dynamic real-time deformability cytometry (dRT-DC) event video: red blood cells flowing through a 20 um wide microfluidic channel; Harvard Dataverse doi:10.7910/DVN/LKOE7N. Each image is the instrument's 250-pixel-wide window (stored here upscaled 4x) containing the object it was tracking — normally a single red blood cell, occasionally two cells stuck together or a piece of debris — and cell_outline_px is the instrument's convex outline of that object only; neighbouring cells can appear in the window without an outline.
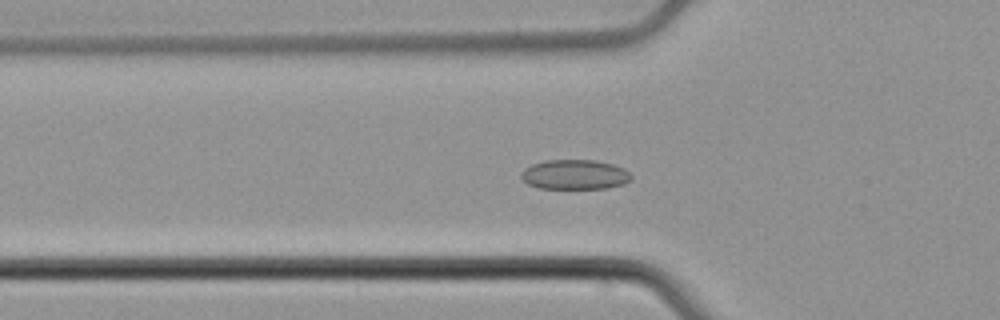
{"species": "common noctule bat (a hibernating species)", "species_latin": "Nyctalus noctula", "temperature_condition": "cold", "stored_images_in_passage": 47, "camera_frame_rate_fps": 3000, "um_per_image_px": 0.085, "animal": {"sex": "male", "body_mass_g": 21.5, "forearm_length_mm": 52.0}, "frame": {"image": 1, "passage_image": 10, "time_ms": 3.0, "image_size_px": [1000, 320], "cell_outline_px": [[632, 180], [624, 184], [608, 188], [540, 188], [528, 184], [520, 176], [524, 168], [532, 164], [544, 160], [596, 160], [612, 164], [624, 168], [632, 176]], "centroid_in_image_um": [48.87, 14.83], "position_along_channel_um": 76.9, "area_um2": 19.13}}
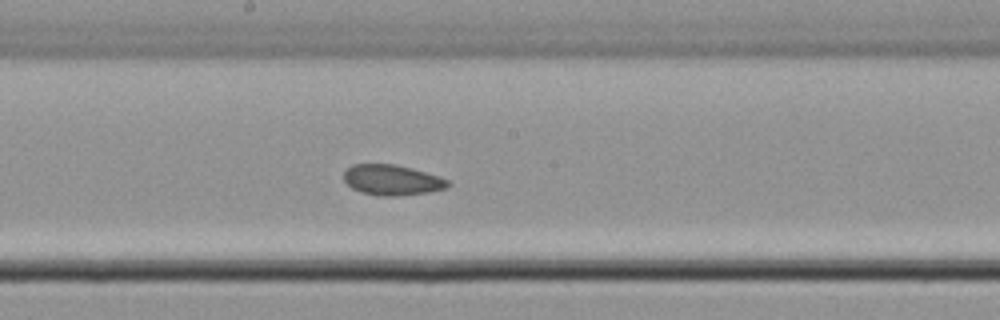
{"frame": {"image": 2, "passage_image": 21, "time_ms": 6.667, "image_size_px": [1000, 320], "cell_outline_px": [[452, 184], [444, 188], [428, 192], [396, 196], [380, 196], [360, 192], [352, 188], [344, 180], [344, 172], [352, 164], [396, 164], [412, 168], [440, 176], [448, 180]], "centroid_in_image_um": [33.32, 15.29], "position_along_channel_um": 214.9, "area_um2": 18.5}}
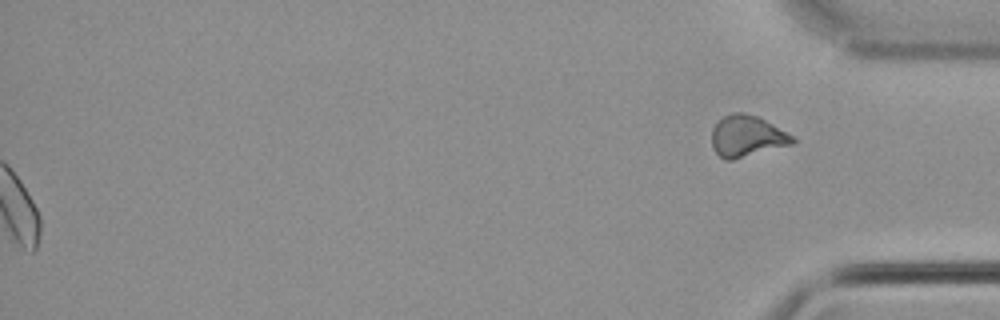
{"frame": {"image": 3, "passage_image": 47, "time_ms": 15.333, "image_size_px": [1000, 320], "cell_outline_px": [[796, 140], [792, 144], [732, 160], [724, 160], [712, 148], [712, 128], [724, 116], [732, 112], [744, 112], [756, 116], [796, 136]], "centroid_in_image_um": [63.49, 11.58], "position_along_channel_um": 371.7, "area_um2": 19.42}, "authors_computed_cell_mechanics": {"area_um2": 19.0162, "velocity_mm_per_s": 3.7785, "shape_relaxation_time_tau1_ms": null, "shape_relaxation_time_tau2_ms": 5.6062, "deformation_change_tau1": null, "deformation_change_tau2": 0.0907}}